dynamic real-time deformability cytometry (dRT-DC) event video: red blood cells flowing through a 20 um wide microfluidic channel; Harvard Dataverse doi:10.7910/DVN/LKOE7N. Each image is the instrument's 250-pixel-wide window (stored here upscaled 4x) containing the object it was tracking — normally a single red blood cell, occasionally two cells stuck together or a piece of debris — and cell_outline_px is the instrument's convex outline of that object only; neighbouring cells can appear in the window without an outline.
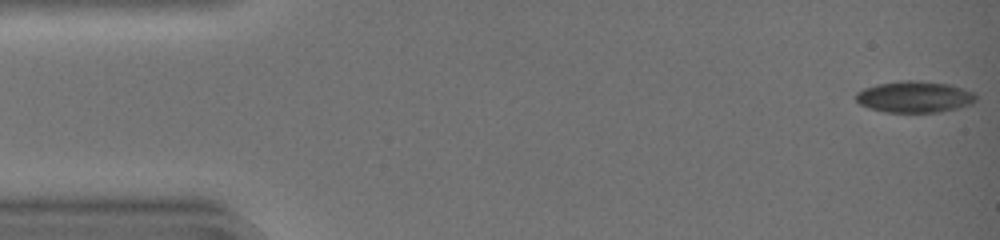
{"species": "common noctule bat (a hibernating species)", "species_latin": "Nyctalus noctula", "temperature_condition": "warm", "stored_images_in_passage": 33, "camera_frame_rate_fps": 3000, "um_per_image_px": 0.085, "animal": {"sex": "female", "body_mass_g": 19.0, "forearm_length_mm": 51.5}, "frame": {"image": 1, "passage_image": 1, "time_ms": 0.0, "image_size_px": [1000, 240], "cell_outline_px": [[976, 100], [972, 104], [940, 112], [884, 112], [868, 108], [860, 104], [856, 100], [856, 92], [864, 88], [876, 84], [900, 80], [912, 80], [952, 84], [972, 92], [976, 96]], "centroid_in_image_um": [77.71, 8.23], "position_along_channel_um": 7.3, "area_um2": 22.08}}
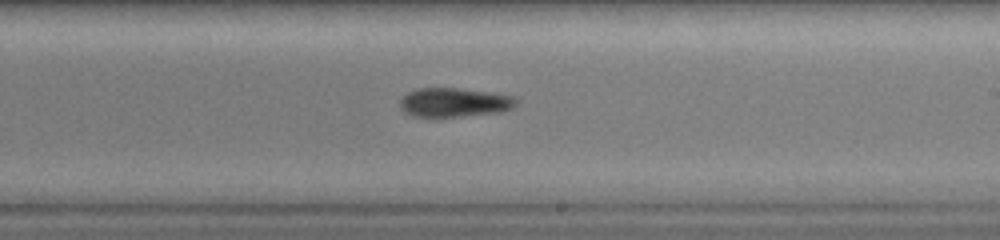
{"frame": {"image": 2, "passage_image": 27, "time_ms": 8.667, "image_size_px": [1000, 240], "cell_outline_px": [[516, 104], [512, 108], [500, 112], [436, 120], [432, 120], [412, 116], [404, 112], [400, 108], [400, 100], [408, 92], [416, 88], [456, 88], [496, 92], [516, 96]], "centroid_in_image_um": [38.59, 8.75], "position_along_channel_um": 250.4, "area_um2": 20.75}}
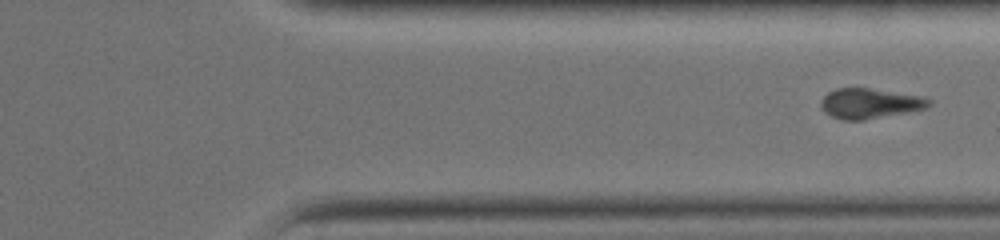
{"frame": {"image": 3, "passage_image": 33, "time_ms": 10.667, "image_size_px": [1000, 240], "cell_outline_px": [[932, 104], [928, 108], [908, 112], [864, 120], [844, 120], [832, 116], [824, 112], [820, 104], [824, 96], [828, 92], [836, 88], [868, 88], [924, 96], [932, 100]], "centroid_in_image_um": [73.98, 8.79], "position_along_channel_um": 337.4, "area_um2": 19.07}}